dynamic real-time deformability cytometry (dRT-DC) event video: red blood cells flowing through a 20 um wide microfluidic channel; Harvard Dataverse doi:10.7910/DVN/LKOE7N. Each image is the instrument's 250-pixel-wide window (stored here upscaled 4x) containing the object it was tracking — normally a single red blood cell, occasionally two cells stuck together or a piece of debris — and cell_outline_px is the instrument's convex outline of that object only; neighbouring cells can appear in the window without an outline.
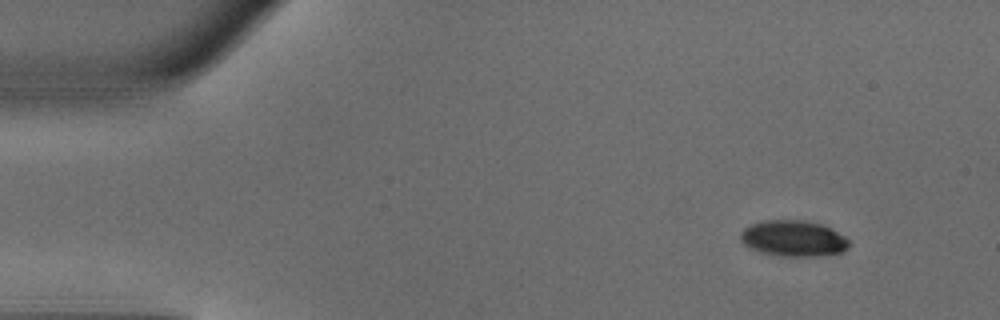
{"species": "common noctule bat (a hibernating species)", "species_latin": "Nyctalus noctula", "temperature_condition": "warm", "stored_images_in_passage": 45, "camera_frame_rate_fps": 3000, "um_per_image_px": 0.085, "animal": {"sex": "male", "body_mass_g": 18.8}, "frame": {"image": 1, "passage_image": 1, "time_ms": 0.0, "image_size_px": [1000, 320], "cell_outline_px": [[848, 248], [844, 252], [820, 256], [780, 256], [760, 252], [744, 244], [740, 240], [740, 232], [744, 228], [752, 224], [764, 220], [804, 220], [820, 224], [844, 236], [848, 240]], "centroid_in_image_um": [67.42, 20.27], "position_along_channel_um": 17.6, "area_um2": 22.66}}
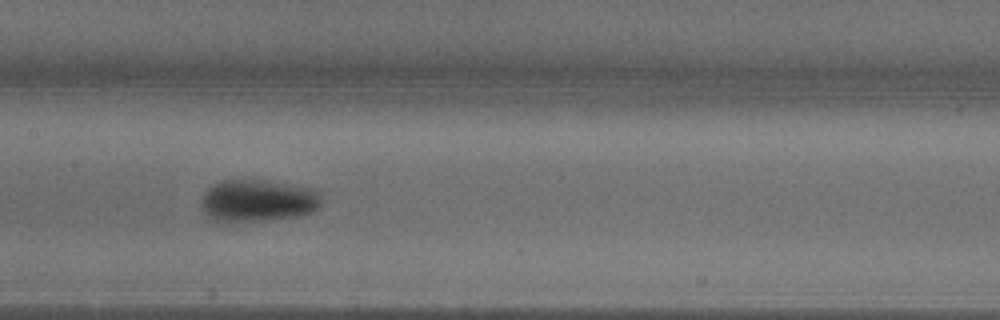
{"frame": {"image": 2, "passage_image": 20, "time_ms": 6.333, "image_size_px": [1000, 320], "cell_outline_px": [[320, 208], [312, 212], [300, 216], [272, 220], [216, 220], [200, 204], [200, 196], [212, 184], [224, 180], [268, 180], [316, 188], [320, 192]], "centroid_in_image_um": [22.0, 17.02], "position_along_channel_um": 185.4, "area_um2": 29.54}}
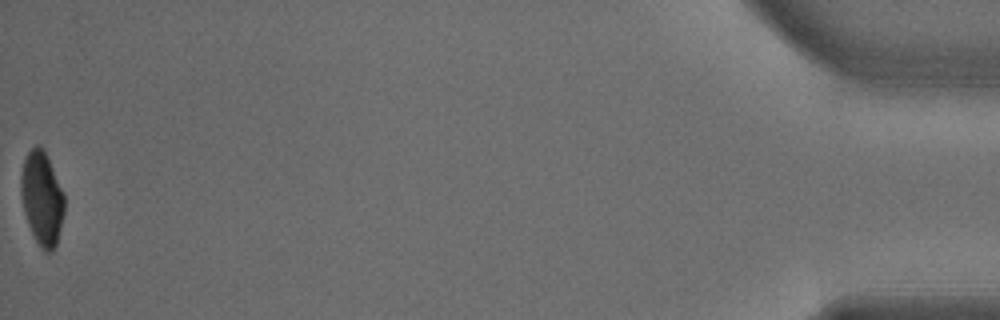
{"frame": {"image": 3, "passage_image": 45, "time_ms": 14.667, "image_size_px": [1000, 320], "cell_outline_px": [[64, 212], [56, 244], [52, 252], [44, 252], [40, 248], [28, 224], [24, 212], [20, 192], [20, 176], [24, 160], [28, 152], [36, 144], [44, 152], [64, 192]], "centroid_in_image_um": [3.55, 16.89], "position_along_channel_um": 431.6, "area_um2": 23.41}, "authors_computed_cell_mechanics": {"area_um2": 26.7614, "velocity_mm_per_s": 4.1463, "shape_relaxation_time_tau1_ms": 2.6164, "shape_relaxation_time_tau2_ms": null, "deformation_change_tau1": 0.1573, "deformation_change_tau2": null}}